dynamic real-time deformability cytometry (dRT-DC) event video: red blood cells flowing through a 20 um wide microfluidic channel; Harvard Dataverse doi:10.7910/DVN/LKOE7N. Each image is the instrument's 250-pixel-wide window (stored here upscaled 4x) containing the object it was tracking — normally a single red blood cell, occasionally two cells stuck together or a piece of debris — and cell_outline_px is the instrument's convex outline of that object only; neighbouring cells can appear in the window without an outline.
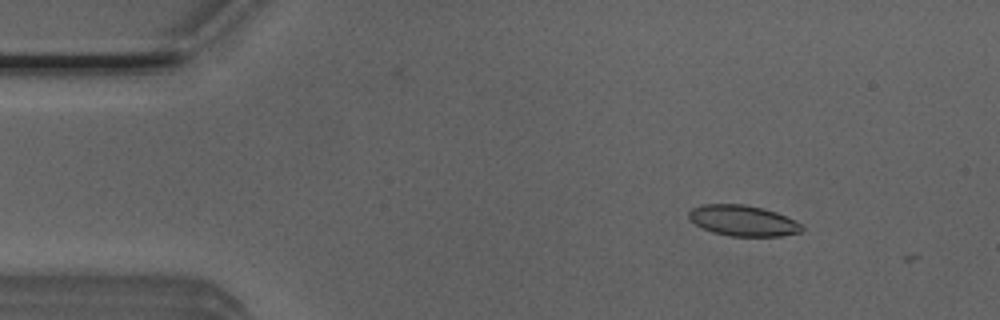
{"species": "Egyptian fruit bat (a non-hibernating species)", "species_latin": "Rousettus aegyptiacus", "temperature_condition": "room temperature", "stored_images_in_passage": 5, "camera_frame_rate_fps": 3000, "um_per_image_px": 0.085, "animal": {"sex": "male"}, "frame": {"image": 1, "passage_image": 2, "time_ms": 0.333, "image_size_px": [1000, 320], "cell_outline_px": [[804, 228], [800, 232], [780, 236], [732, 236], [712, 232], [696, 224], [688, 216], [688, 212], [692, 208], [704, 204], [744, 204], [776, 212], [796, 220]], "centroid_in_image_um": [63.16, 18.75], "position_along_channel_um": 21.8, "area_um2": 20.06}}